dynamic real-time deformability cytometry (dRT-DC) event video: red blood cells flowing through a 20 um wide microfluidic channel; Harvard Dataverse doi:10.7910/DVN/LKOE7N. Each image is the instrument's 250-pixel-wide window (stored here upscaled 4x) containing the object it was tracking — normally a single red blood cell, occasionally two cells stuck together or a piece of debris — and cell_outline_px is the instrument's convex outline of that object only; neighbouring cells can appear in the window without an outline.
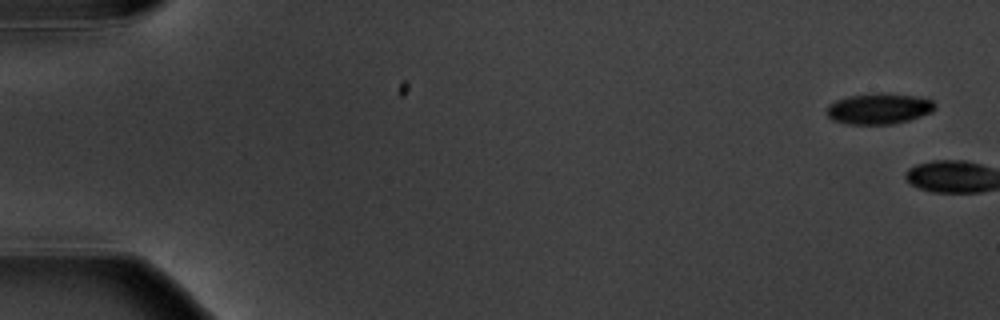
{"species": "common noctule bat (a hibernating species)", "species_latin": "Nyctalus noctula", "temperature_condition": "warm", "stored_images_in_passage": 11, "camera_frame_rate_fps": 3000, "um_per_image_px": 0.085, "animal": {"sex": "male", "body_mass_g": 20.1, "forearm_length_mm": 53.5}, "frame": {"image": 1, "passage_image": 1, "time_ms": 0.0, "image_size_px": [1000, 320], "cell_outline_px": [[936, 108], [932, 112], [908, 120], [892, 124], [844, 124], [832, 120], [824, 112], [828, 104], [836, 100], [848, 96], [872, 92], [880, 92], [916, 96], [932, 100], [936, 104]], "centroid_in_image_um": [74.67, 9.22], "position_along_channel_um": 10.3, "area_um2": 19.83}}
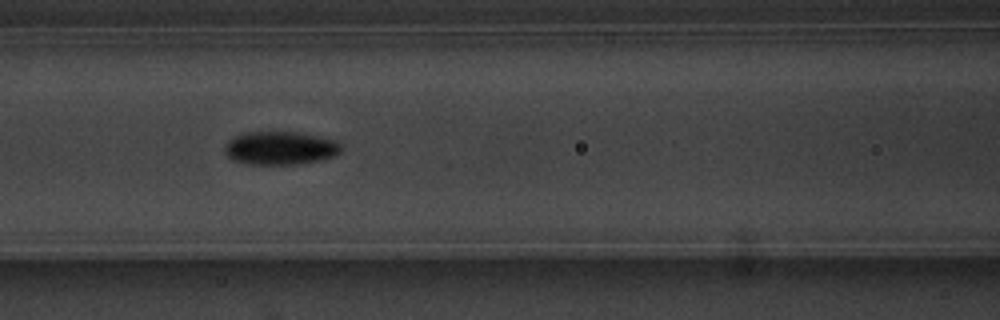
{"frame": {"image": 2, "passage_image": 8, "time_ms": 9.0, "image_size_px": [1000, 320], "cell_outline_px": [[340, 152], [332, 156], [320, 160], [296, 164], [248, 164], [232, 160], [224, 152], [224, 148], [228, 140], [232, 136], [244, 132], [296, 132], [336, 140], [340, 144]], "centroid_in_image_um": [23.76, 12.58], "position_along_channel_um": 142.8, "area_um2": 22.54}}